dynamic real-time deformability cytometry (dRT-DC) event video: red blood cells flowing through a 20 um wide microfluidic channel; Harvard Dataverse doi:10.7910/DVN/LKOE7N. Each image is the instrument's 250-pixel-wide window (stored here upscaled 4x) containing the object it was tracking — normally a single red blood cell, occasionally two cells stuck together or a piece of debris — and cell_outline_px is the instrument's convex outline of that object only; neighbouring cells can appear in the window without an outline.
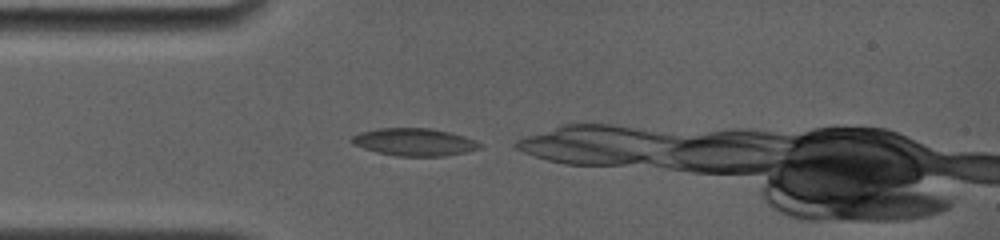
{"species": "common noctule bat (a hibernating species)", "species_latin": "Nyctalus noctula", "temperature_condition": "room temperature", "stored_images_in_passage": 7, "camera_frame_rate_fps": 4000, "um_per_image_px": 0.085, "animal": {"sex": "female", "body_mass_g": 19.0, "forearm_length_mm": 56.7}, "frame": {"image": 1, "passage_image": 1, "time_ms": 0.0, "image_size_px": [1000, 240], "cell_outline_px": [[484, 148], [468, 152], [444, 156], [396, 156], [376, 152], [352, 144], [348, 140], [352, 136], [360, 132], [380, 128], [432, 128], [464, 136], [476, 140], [484, 144]], "centroid_in_image_um": [35.26, 12.08], "position_along_channel_um": 49.7, "area_um2": 20.87}}